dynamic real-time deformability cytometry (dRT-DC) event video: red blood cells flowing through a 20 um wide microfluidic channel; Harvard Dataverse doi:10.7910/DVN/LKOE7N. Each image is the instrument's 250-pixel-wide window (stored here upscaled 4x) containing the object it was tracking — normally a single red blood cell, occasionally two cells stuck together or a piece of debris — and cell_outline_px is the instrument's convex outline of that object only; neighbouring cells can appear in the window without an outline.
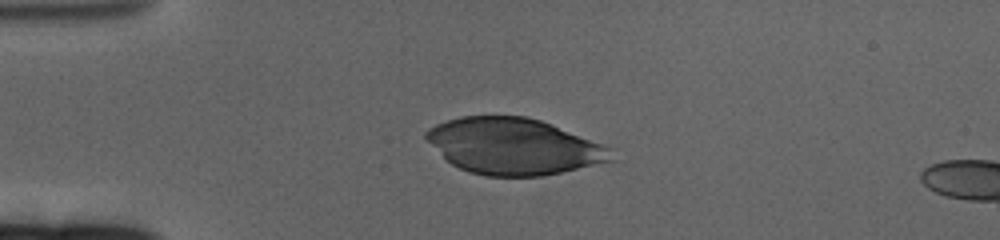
{"species": "human", "species_latin": "Homo sapiens", "temperature_condition": "cold", "stored_images_in_passage": 19, "camera_frame_rate_fps": 3000, "um_per_image_px": 0.085, "donor": {"sex": "female"}, "frame": {"image": 1, "passage_image": 15, "time_ms": 4.667, "image_size_px": [1000, 240], "cell_outline_px": [[616, 160], [560, 172], [540, 176], [484, 176], [468, 172], [452, 164], [424, 136], [424, 132], [436, 124], [460, 116], [524, 116], [540, 120], [552, 124], [612, 148]], "centroid_in_image_um": [43.69, 12.44], "position_along_channel_um": 41.3, "area_um2": 60.23}}